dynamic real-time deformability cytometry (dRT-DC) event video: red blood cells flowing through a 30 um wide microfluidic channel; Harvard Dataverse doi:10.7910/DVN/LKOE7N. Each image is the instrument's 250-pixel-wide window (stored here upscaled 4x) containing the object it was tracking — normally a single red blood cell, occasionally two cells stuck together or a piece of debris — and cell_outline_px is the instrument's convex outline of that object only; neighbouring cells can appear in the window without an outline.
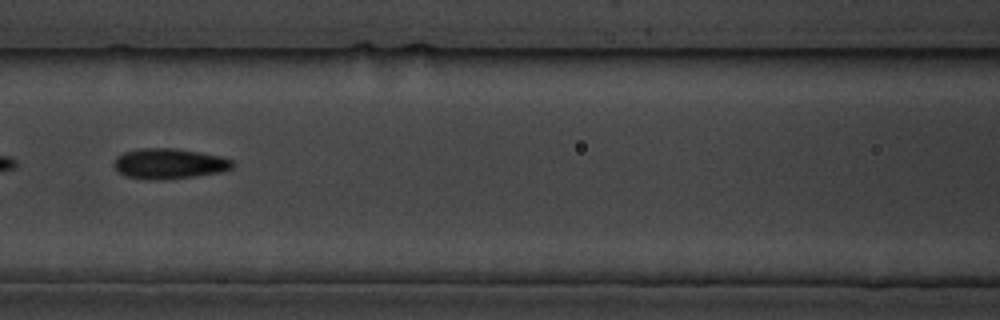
{"species": "common noctule bat (a hibernating species)", "species_latin": "Nyctalus noctula", "temperature_condition": "cold", "stored_images_in_passage": 12, "camera_frame_rate_fps": 3000, "um_per_image_px": 0.085, "animal": {"sex": "male", "body_mass_g": 19.5, "forearm_length_mm": 54.6}, "frame": {"image": 1, "passage_image": 3, "time_ms": 2.667, "image_size_px": [1000, 320], "cell_outline_px": [[236, 164], [232, 168], [220, 172], [192, 176], [156, 180], [124, 176], [112, 164], [116, 156], [124, 152], [140, 148], [176, 148], [220, 156], [232, 160]], "centroid_in_image_um": [14.36, 13.9], "position_along_channel_um": 152.2, "area_um2": 20.87}}
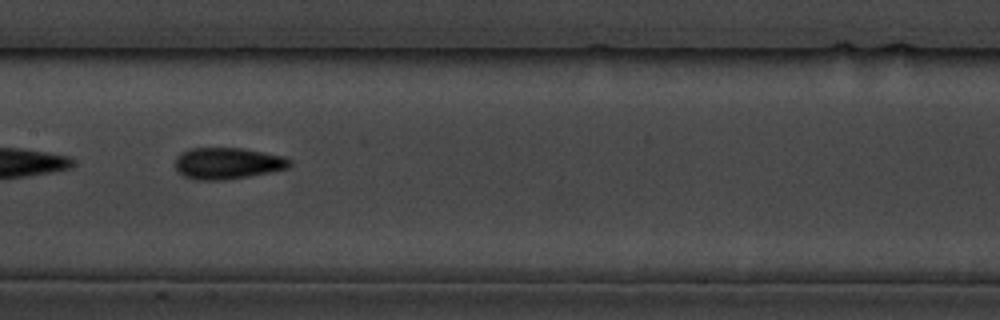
{"frame": {"image": 2, "passage_image": 4, "time_ms": 3.667, "image_size_px": [1000, 320], "cell_outline_px": [[292, 164], [288, 168], [248, 176], [224, 180], [196, 180], [184, 176], [176, 172], [172, 164], [176, 156], [180, 152], [192, 148], [244, 148], [284, 156], [292, 160]], "centroid_in_image_um": [19.28, 13.88], "position_along_channel_um": 188.1, "area_um2": 21.39}}
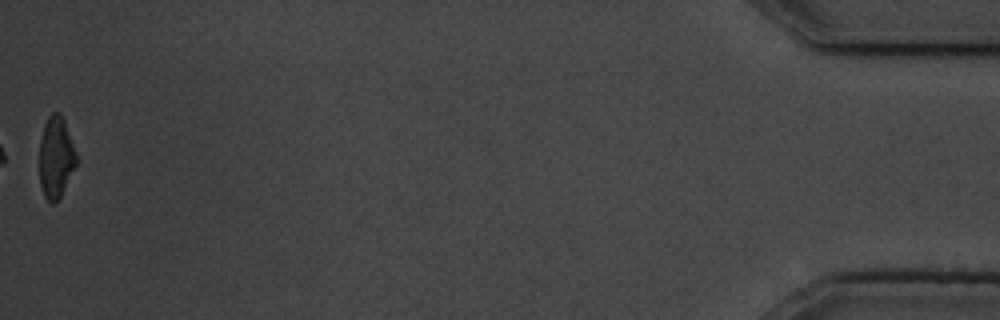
{"frame": {"image": 3, "passage_image": 12, "time_ms": 13.0, "image_size_px": [1000, 320], "cell_outline_px": [[80, 160], [60, 196], [52, 204], [44, 196], [40, 184], [40, 140], [44, 124], [48, 116], [52, 112], [60, 112], [64, 120]], "centroid_in_image_um": [4.78, 13.34], "position_along_channel_um": 430.4, "area_um2": 17.74}, "authors_computed_cell_mechanics": {"area_um2": 19.5942, "velocity_mm_per_s": 3.5901, "shape_relaxation_time_tau1_ms": 4.5031, "shape_relaxation_time_tau2_ms": null, "deformation_change_tau1": 0.1253, "deformation_change_tau2": null}}